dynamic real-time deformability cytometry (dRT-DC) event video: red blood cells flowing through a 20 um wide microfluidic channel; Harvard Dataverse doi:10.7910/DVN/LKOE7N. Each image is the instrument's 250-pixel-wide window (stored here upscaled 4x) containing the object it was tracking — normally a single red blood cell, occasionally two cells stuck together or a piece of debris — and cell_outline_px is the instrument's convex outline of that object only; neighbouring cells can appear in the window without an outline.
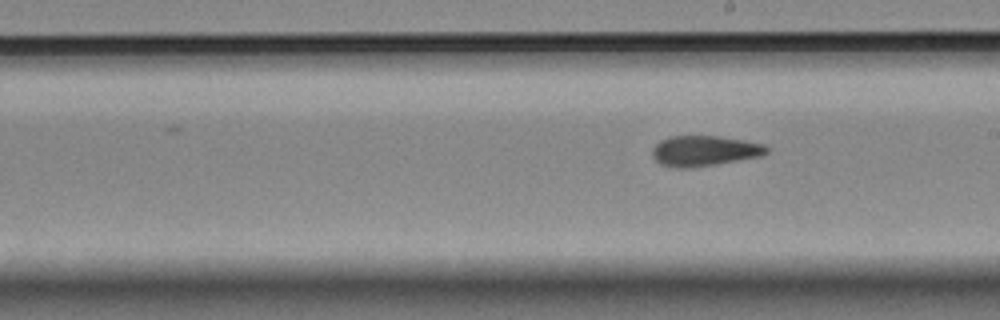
{"species": "Egyptian fruit bat (a non-hibernating species)", "species_latin": "Rousettus aegyptiacus", "temperature_condition": "room temperature", "stored_images_in_passage": 10, "segment_of_instrument_passage": [2, 2], "camera_frame_rate_fps": 3000, "um_per_image_px": 0.085, "animal": {"sex": "female"}, "frame": {"image": 1, "passage_image": 10, "time_ms": 11.333, "image_size_px": [1000, 320], "cell_outline_px": [[768, 152], [760, 156], [716, 164], [688, 168], [680, 168], [660, 164], [652, 156], [652, 148], [660, 140], [672, 136], [720, 136], [744, 140], [764, 144], [768, 148]], "centroid_in_image_um": [59.86, 12.81], "position_along_channel_um": 229.1, "area_um2": 20.17}}